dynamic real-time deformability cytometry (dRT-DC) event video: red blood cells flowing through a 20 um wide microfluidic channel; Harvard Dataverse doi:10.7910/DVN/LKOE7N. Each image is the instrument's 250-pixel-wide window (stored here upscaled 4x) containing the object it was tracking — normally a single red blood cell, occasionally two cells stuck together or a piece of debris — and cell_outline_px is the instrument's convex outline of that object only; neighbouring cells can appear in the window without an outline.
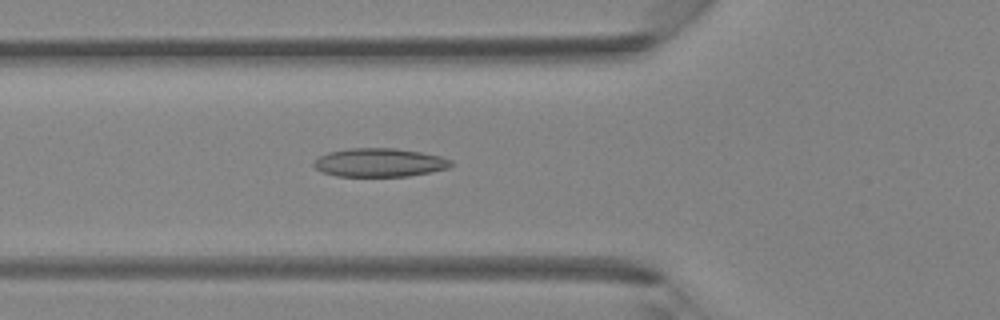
{"species": "Egyptian fruit bat (a non-hibernating species)", "species_latin": "Rousettus aegyptiacus", "temperature_condition": "room temperature", "stored_images_in_passage": 44, "camera_frame_rate_fps": 3000, "um_per_image_px": 0.085, "animal": {"sex": "female"}, "frame": {"image": 1, "passage_image": 16, "time_ms": 5.0, "image_size_px": [1000, 320], "cell_outline_px": [[452, 164], [448, 168], [432, 172], [408, 176], [336, 176], [320, 172], [312, 164], [320, 156], [328, 152], [348, 148], [396, 148], [420, 152], [440, 156], [452, 160]], "centroid_in_image_um": [32.25, 13.82], "position_along_channel_um": 93.6, "area_um2": 22.89}}
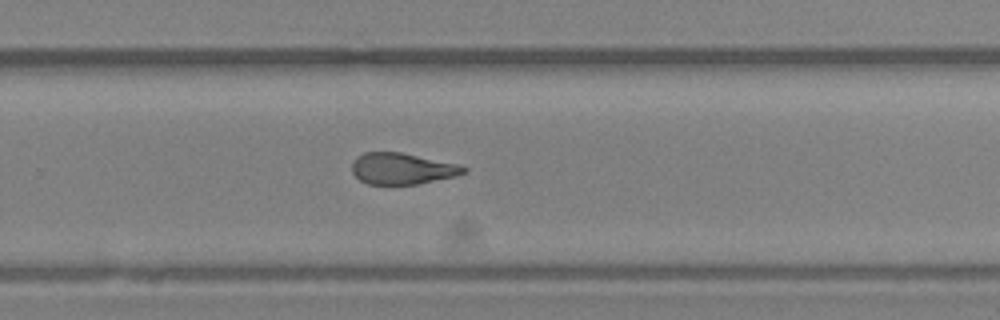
{"frame": {"image": 2, "passage_image": 29, "time_ms": 9.333, "image_size_px": [1000, 320], "cell_outline_px": [[468, 172], [456, 176], [416, 184], [368, 184], [360, 180], [352, 172], [352, 164], [356, 156], [364, 152], [400, 152], [456, 164], [468, 168]], "centroid_in_image_um": [34.16, 14.33], "position_along_channel_um": 295.6, "area_um2": 20.23}}
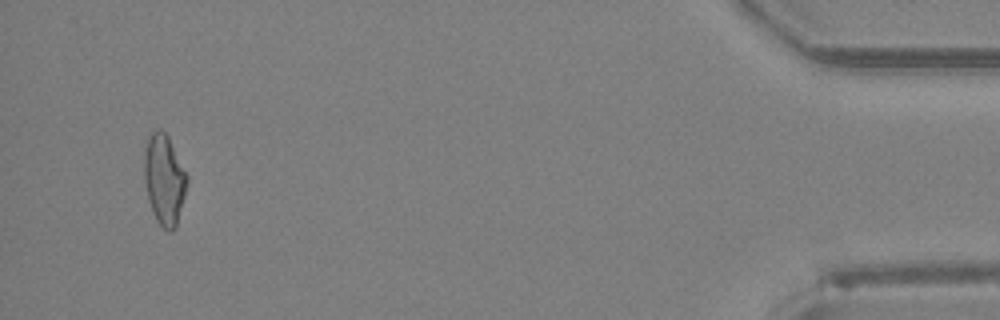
{"frame": {"image": 3, "passage_image": 42, "time_ms": 13.667, "image_size_px": [1000, 320], "cell_outline_px": [[188, 180], [176, 228], [172, 232], [168, 232], [156, 220], [148, 200], [144, 184], [144, 152], [148, 136], [152, 132], [160, 128], [168, 136], [188, 176]], "centroid_in_image_um": [13.95, 15.26], "position_along_channel_um": 421.3, "area_um2": 22.6}}